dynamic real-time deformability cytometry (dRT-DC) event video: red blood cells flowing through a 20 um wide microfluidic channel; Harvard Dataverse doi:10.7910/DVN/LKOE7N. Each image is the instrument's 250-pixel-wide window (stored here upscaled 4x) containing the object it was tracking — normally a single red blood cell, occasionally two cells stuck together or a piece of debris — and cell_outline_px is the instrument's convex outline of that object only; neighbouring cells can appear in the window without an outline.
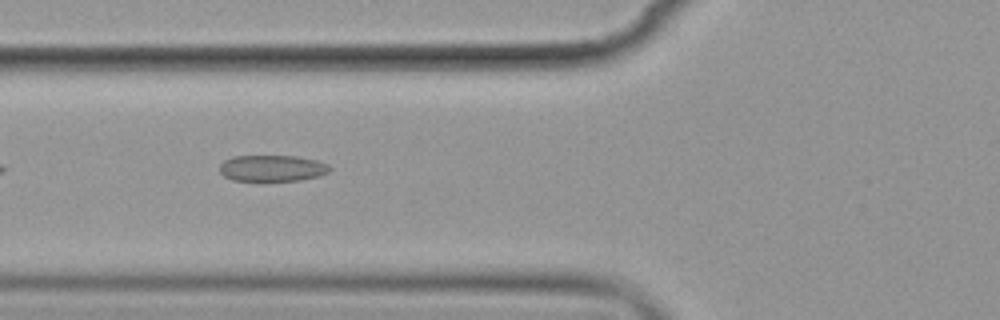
{"species": "common noctule bat (a hibernating species)", "species_latin": "Nyctalus noctula", "temperature_condition": "cold", "stored_images_in_passage": 6, "camera_frame_rate_fps": 3000, "um_per_image_px": 0.085, "animal": {"sex": "female", "body_mass_g": 19.9}, "frame": {"image": 1, "passage_image": 3, "time_ms": 2.333, "image_size_px": [1000, 320], "cell_outline_px": [[332, 168], [328, 172], [320, 176], [300, 180], [232, 180], [224, 176], [220, 172], [220, 164], [224, 160], [232, 156], [296, 156], [316, 160], [328, 164]], "centroid_in_image_um": [23.14, 14.29], "position_along_channel_um": 102.7, "area_um2": 16.82}}
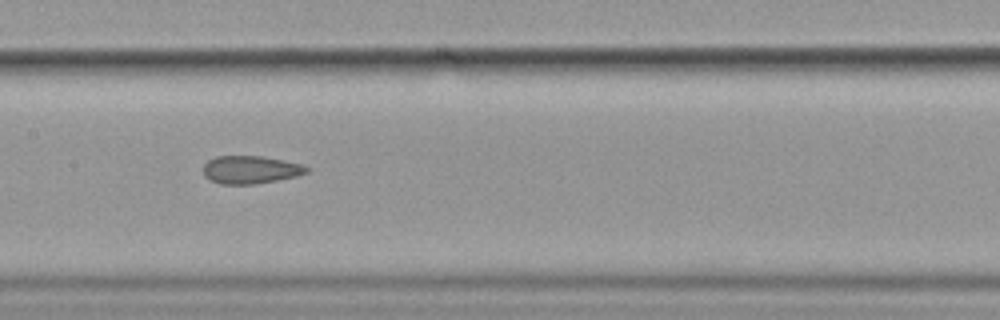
{"frame": {"image": 2, "passage_image": 5, "time_ms": 4.667, "image_size_px": [1000, 320], "cell_outline_px": [[308, 172], [296, 176], [276, 180], [252, 184], [220, 184], [204, 176], [204, 164], [208, 160], [216, 156], [264, 156], [284, 160], [300, 164], [308, 168]], "centroid_in_image_um": [21.27, 14.41], "position_along_channel_um": 186.1, "area_um2": 16.65}}
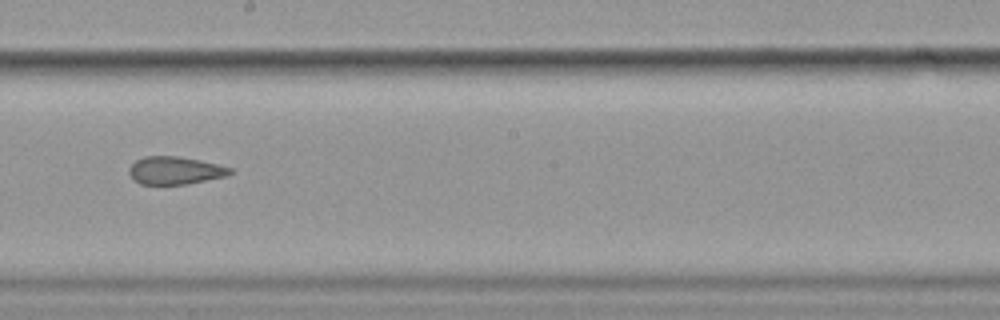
{"frame": {"image": 3, "passage_image": 6, "time_ms": 6.0, "image_size_px": [1000, 320], "cell_outline_px": [[232, 172], [228, 176], [184, 184], [140, 184], [132, 180], [128, 172], [128, 168], [136, 160], [144, 156], [176, 156], [200, 160], [232, 168]], "centroid_in_image_um": [14.84, 14.49], "position_along_channel_um": 233.4, "area_um2": 16.36}}